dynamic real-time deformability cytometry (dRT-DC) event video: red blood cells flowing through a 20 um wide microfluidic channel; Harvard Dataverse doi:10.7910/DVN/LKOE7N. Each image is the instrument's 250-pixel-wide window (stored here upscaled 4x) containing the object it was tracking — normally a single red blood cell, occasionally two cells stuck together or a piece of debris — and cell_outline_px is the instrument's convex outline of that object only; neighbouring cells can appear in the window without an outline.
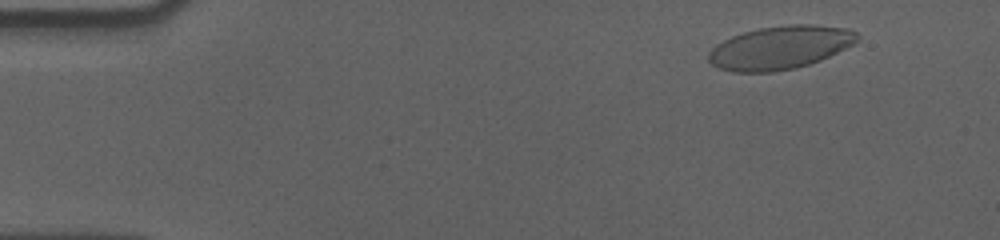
{"species": "human", "species_latin": "Homo sapiens", "temperature_condition": "cold", "stored_images_in_passage": 56, "camera_frame_rate_fps": 3000, "um_per_image_px": 0.085, "donor": {"sex": "male"}, "frame": {"image": 1, "passage_image": 5, "time_ms": 1.333, "image_size_px": [1000, 240], "cell_outline_px": [[860, 36], [852, 44], [820, 60], [796, 68], [772, 72], [732, 72], [720, 68], [712, 64], [708, 60], [708, 52], [716, 44], [732, 36], [744, 32], [760, 28], [792, 24], [816, 24], [848, 28], [856, 32]], "centroid_in_image_um": [66.29, 4.04], "position_along_channel_um": 18.7, "area_um2": 37.34}}
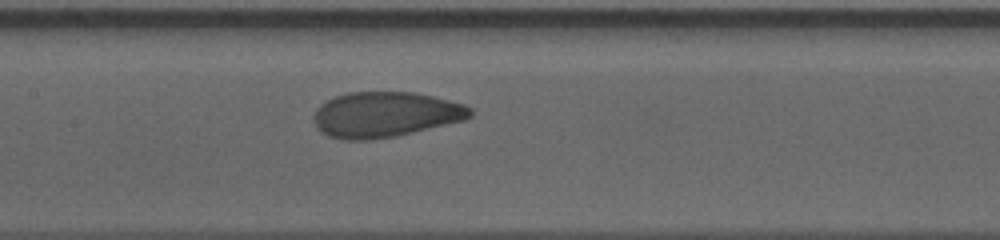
{"frame": {"image": 2, "passage_image": 27, "time_ms": 8.667, "image_size_px": [1000, 240], "cell_outline_px": [[472, 116], [464, 120], [396, 136], [368, 140], [340, 140], [328, 136], [320, 132], [316, 128], [316, 108], [320, 104], [336, 96], [348, 92], [412, 92], [432, 96], [464, 104], [472, 108]], "centroid_in_image_um": [32.74, 9.74], "position_along_channel_um": 174.7, "area_um2": 41.27}}
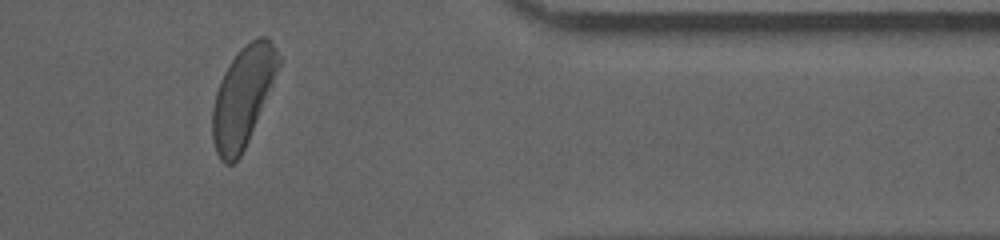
{"frame": {"image": 3, "passage_image": 47, "time_ms": 15.333, "image_size_px": [1000, 240], "cell_outline_px": [[280, 64], [272, 84], [248, 140], [240, 156], [232, 164], [224, 164], [220, 160], [216, 152], [212, 140], [212, 108], [216, 92], [220, 80], [228, 64], [240, 48], [252, 40], [260, 36], [268, 36], [276, 48], [280, 56]], "centroid_in_image_um": [20.62, 8.21], "position_along_channel_um": 390.8, "area_um2": 37.97}, "authors_computed_cell_mechanics": {"area_um2": 39.9687, "velocity_mm_per_s": 3.5507, "shape_relaxation_time_tau1_ms": 3.9329, "shape_relaxation_time_tau2_ms": null, "deformation_change_tau1": 0.1622, "deformation_change_tau2": null}}